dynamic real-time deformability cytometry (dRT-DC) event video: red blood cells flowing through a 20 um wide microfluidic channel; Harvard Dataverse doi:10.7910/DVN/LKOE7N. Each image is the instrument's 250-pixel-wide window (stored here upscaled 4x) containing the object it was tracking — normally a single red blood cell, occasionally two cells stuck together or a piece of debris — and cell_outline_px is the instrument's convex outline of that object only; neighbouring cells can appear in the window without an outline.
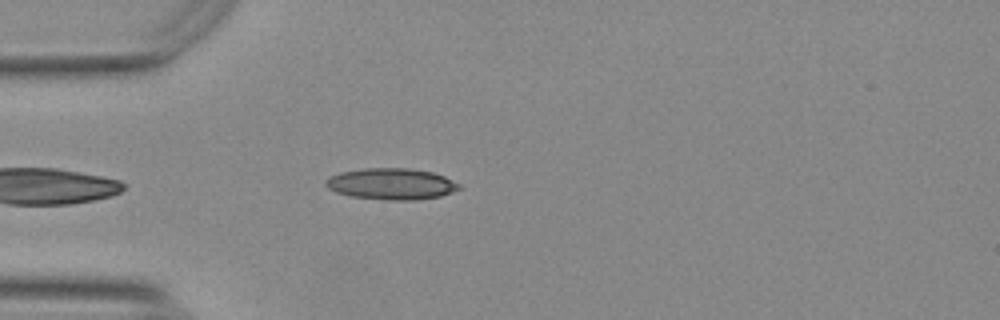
{"species": "Egyptian fruit bat (a non-hibernating species)", "species_latin": "Rousettus aegyptiacus", "temperature_condition": "warm", "stored_images_in_passage": 26, "camera_frame_rate_fps": 3000, "um_per_image_px": 0.085, "animal": {"sex": "female"}, "frame": {"image": 1, "passage_image": 2, "time_ms": 0.333, "image_size_px": [1000, 320], "cell_outline_px": [[460, 188], [452, 192], [440, 196], [416, 200], [388, 200], [348, 196], [336, 192], [328, 188], [324, 184], [328, 176], [340, 172], [364, 168], [408, 168], [432, 172], [444, 176], [460, 184]], "centroid_in_image_um": [33.23, 15.63], "position_along_channel_um": 51.8, "area_um2": 24.45}}
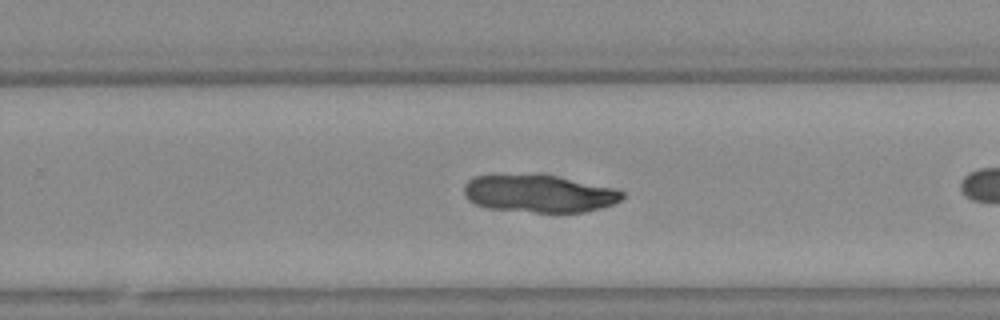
{"frame": {"image": 2, "passage_image": 18, "time_ms": 5.667, "image_size_px": [1000, 320], "cell_outline_px": [[624, 196], [620, 200], [612, 204], [600, 208], [584, 212], [536, 212], [488, 208], [476, 204], [468, 200], [464, 196], [464, 184], [472, 176], [540, 172], [544, 172], [612, 188], [624, 192]], "centroid_in_image_um": [45.77, 16.41], "position_along_channel_um": 284.0, "area_um2": 35.37}}
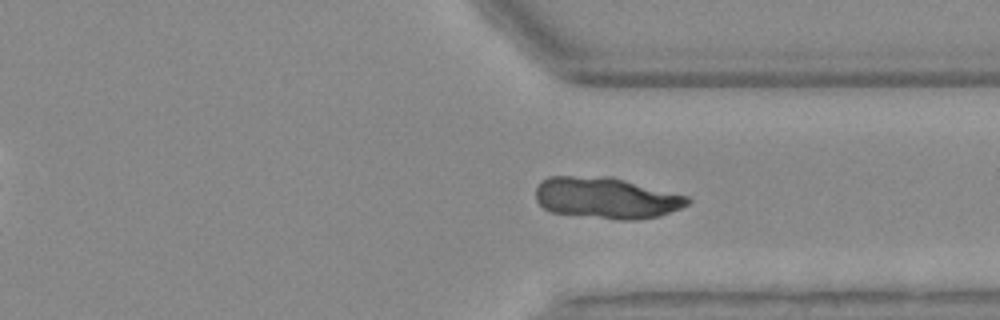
{"frame": {"image": 3, "passage_image": 24, "time_ms": 7.667, "image_size_px": [1000, 320], "cell_outline_px": [[692, 200], [688, 204], [680, 208], [660, 216], [636, 220], [620, 220], [552, 212], [544, 208], [536, 200], [536, 188], [540, 180], [548, 176], [612, 176], [688, 196]], "centroid_in_image_um": [51.54, 16.81], "position_along_channel_um": 359.9, "area_um2": 36.82}}